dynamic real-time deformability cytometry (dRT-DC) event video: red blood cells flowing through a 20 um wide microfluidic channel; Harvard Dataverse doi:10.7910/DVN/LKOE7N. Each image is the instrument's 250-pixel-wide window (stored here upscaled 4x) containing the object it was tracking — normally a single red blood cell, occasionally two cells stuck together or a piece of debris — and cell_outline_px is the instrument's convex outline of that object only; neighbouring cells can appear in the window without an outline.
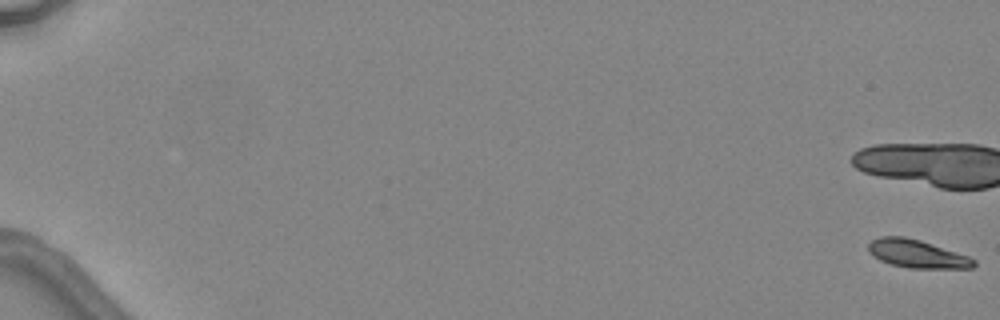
{"species": "common noctule bat (a hibernating species)", "species_latin": "Nyctalus noctula", "temperature_condition": "warm", "stored_images_in_passage": 5, "camera_frame_rate_fps": 3000, "um_per_image_px": 0.085, "animal": {"sex": "female", "body_mass_g": 24.6, "forearm_length_mm": 56.2}, "frame": {"image": 1, "passage_image": 1, "time_ms": 0.0, "image_size_px": [1000, 320], "cell_outline_px": [[976, 264], [972, 268], [908, 268], [892, 264], [880, 260], [872, 256], [868, 252], [868, 244], [872, 240], [880, 236], [904, 236], [920, 240], [968, 256], [976, 260]], "centroid_in_image_um": [77.92, 21.57], "position_along_channel_um": 7.1, "area_um2": 17.22}}